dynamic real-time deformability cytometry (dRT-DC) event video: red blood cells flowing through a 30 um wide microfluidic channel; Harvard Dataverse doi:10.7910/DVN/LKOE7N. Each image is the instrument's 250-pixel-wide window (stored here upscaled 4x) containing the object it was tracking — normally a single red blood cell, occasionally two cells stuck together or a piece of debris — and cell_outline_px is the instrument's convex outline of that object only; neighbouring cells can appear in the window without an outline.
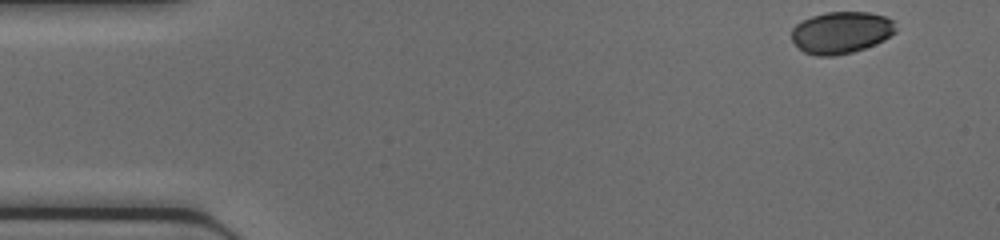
{"species": "common noctule bat (a hibernating species)", "species_latin": "Nyctalus noctula", "temperature_condition": "cold", "stored_images_in_passage": 43, "camera_frame_rate_fps": 3000, "um_per_image_px": 0.085, "animal": {"sex": "female", "body_mass_g": 17.0, "forearm_length_mm": 48.0}, "frame": {"image": 1, "passage_image": 1, "time_ms": 0.0, "image_size_px": [1000, 240], "cell_outline_px": [[896, 32], [884, 40], [864, 48], [852, 52], [836, 56], [816, 56], [804, 52], [792, 40], [792, 28], [800, 20], [824, 12], [868, 12], [884, 16], [892, 20], [896, 28]], "centroid_in_image_um": [71.48, 2.76], "position_along_channel_um": 13.5, "area_um2": 25.49}}
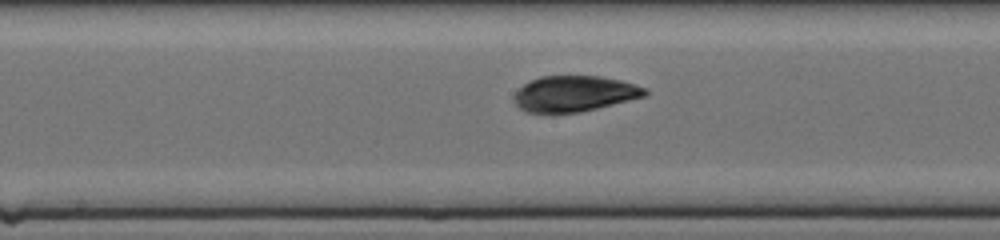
{"frame": {"image": 2, "passage_image": 21, "time_ms": 6.667, "image_size_px": [1000, 240], "cell_outline_px": [[648, 96], [580, 112], [524, 112], [516, 104], [512, 96], [528, 80], [540, 76], [600, 76], [620, 80], [636, 84], [648, 88]], "centroid_in_image_um": [48.85, 7.95], "position_along_channel_um": 199.3, "area_um2": 27.46}}
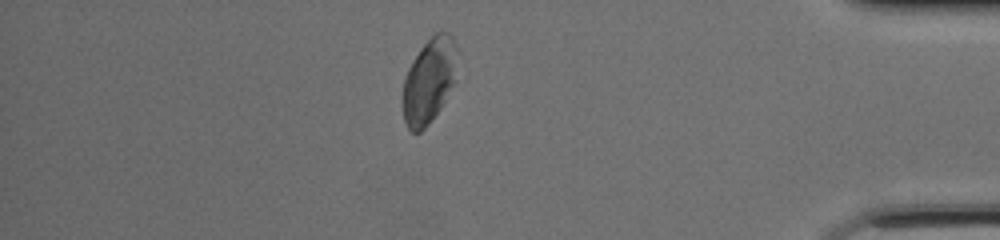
{"frame": {"image": 3, "passage_image": 37, "time_ms": 12.0, "image_size_px": [1000, 240], "cell_outline_px": [[456, 48], [452, 84], [440, 108], [428, 124], [420, 132], [412, 132], [408, 128], [404, 120], [404, 76], [412, 60], [420, 48], [436, 32], [448, 32], [452, 36], [456, 44]], "centroid_in_image_um": [36.44, 6.84], "position_along_channel_um": 398.8, "area_um2": 26.07}}